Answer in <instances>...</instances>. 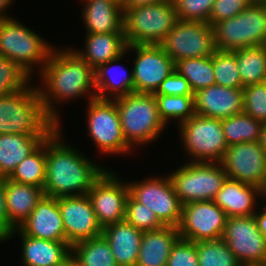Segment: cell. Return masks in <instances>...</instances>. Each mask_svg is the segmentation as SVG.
I'll list each match as a JSON object with an SVG mask.
<instances>
[{
    "mask_svg": "<svg viewBox=\"0 0 266 266\" xmlns=\"http://www.w3.org/2000/svg\"><path fill=\"white\" fill-rule=\"evenodd\" d=\"M39 74L45 87H38L41 102L47 116L57 126H60L59 113L54 104L85 94L90 97L88 100L96 98L94 69L74 49L53 48Z\"/></svg>",
    "mask_w": 266,
    "mask_h": 266,
    "instance_id": "6da1fadb",
    "label": "cell"
},
{
    "mask_svg": "<svg viewBox=\"0 0 266 266\" xmlns=\"http://www.w3.org/2000/svg\"><path fill=\"white\" fill-rule=\"evenodd\" d=\"M60 127L46 138L44 195L55 198L86 195L106 169L65 144Z\"/></svg>",
    "mask_w": 266,
    "mask_h": 266,
    "instance_id": "7a4b0ae2",
    "label": "cell"
},
{
    "mask_svg": "<svg viewBox=\"0 0 266 266\" xmlns=\"http://www.w3.org/2000/svg\"><path fill=\"white\" fill-rule=\"evenodd\" d=\"M57 125L47 116L37 86L0 98V134H50Z\"/></svg>",
    "mask_w": 266,
    "mask_h": 266,
    "instance_id": "3957f363",
    "label": "cell"
},
{
    "mask_svg": "<svg viewBox=\"0 0 266 266\" xmlns=\"http://www.w3.org/2000/svg\"><path fill=\"white\" fill-rule=\"evenodd\" d=\"M113 100L124 138L131 147L156 140L167 127L159 117L154 94L131 93Z\"/></svg>",
    "mask_w": 266,
    "mask_h": 266,
    "instance_id": "277c9868",
    "label": "cell"
},
{
    "mask_svg": "<svg viewBox=\"0 0 266 266\" xmlns=\"http://www.w3.org/2000/svg\"><path fill=\"white\" fill-rule=\"evenodd\" d=\"M53 48L39 34L15 18L0 20V55L18 64L30 76L36 66H40V73Z\"/></svg>",
    "mask_w": 266,
    "mask_h": 266,
    "instance_id": "5b68a950",
    "label": "cell"
},
{
    "mask_svg": "<svg viewBox=\"0 0 266 266\" xmlns=\"http://www.w3.org/2000/svg\"><path fill=\"white\" fill-rule=\"evenodd\" d=\"M177 20L172 0L128 8L123 19L126 42L159 45Z\"/></svg>",
    "mask_w": 266,
    "mask_h": 266,
    "instance_id": "8992f818",
    "label": "cell"
},
{
    "mask_svg": "<svg viewBox=\"0 0 266 266\" xmlns=\"http://www.w3.org/2000/svg\"><path fill=\"white\" fill-rule=\"evenodd\" d=\"M218 51H234L266 45V11L261 2H253L238 15L212 26Z\"/></svg>",
    "mask_w": 266,
    "mask_h": 266,
    "instance_id": "52a82bcc",
    "label": "cell"
},
{
    "mask_svg": "<svg viewBox=\"0 0 266 266\" xmlns=\"http://www.w3.org/2000/svg\"><path fill=\"white\" fill-rule=\"evenodd\" d=\"M169 177L182 205L195 201H213L227 174L221 163L189 162Z\"/></svg>",
    "mask_w": 266,
    "mask_h": 266,
    "instance_id": "ba28073f",
    "label": "cell"
},
{
    "mask_svg": "<svg viewBox=\"0 0 266 266\" xmlns=\"http://www.w3.org/2000/svg\"><path fill=\"white\" fill-rule=\"evenodd\" d=\"M179 132L184 150L194 159L191 162L222 161L228 148L222 119L195 114L179 125Z\"/></svg>",
    "mask_w": 266,
    "mask_h": 266,
    "instance_id": "9c48e42d",
    "label": "cell"
},
{
    "mask_svg": "<svg viewBox=\"0 0 266 266\" xmlns=\"http://www.w3.org/2000/svg\"><path fill=\"white\" fill-rule=\"evenodd\" d=\"M159 45L175 63L187 58L210 57L217 50L209 23L179 19Z\"/></svg>",
    "mask_w": 266,
    "mask_h": 266,
    "instance_id": "30bf717a",
    "label": "cell"
},
{
    "mask_svg": "<svg viewBox=\"0 0 266 266\" xmlns=\"http://www.w3.org/2000/svg\"><path fill=\"white\" fill-rule=\"evenodd\" d=\"M87 125L96 147L106 154H127L133 148L126 142L116 103L110 99L89 100Z\"/></svg>",
    "mask_w": 266,
    "mask_h": 266,
    "instance_id": "8fae6325",
    "label": "cell"
},
{
    "mask_svg": "<svg viewBox=\"0 0 266 266\" xmlns=\"http://www.w3.org/2000/svg\"><path fill=\"white\" fill-rule=\"evenodd\" d=\"M128 186L130 195L154 212L164 225L179 226L182 218V203L175 193L169 175L139 182L132 181Z\"/></svg>",
    "mask_w": 266,
    "mask_h": 266,
    "instance_id": "7c38bea8",
    "label": "cell"
},
{
    "mask_svg": "<svg viewBox=\"0 0 266 266\" xmlns=\"http://www.w3.org/2000/svg\"><path fill=\"white\" fill-rule=\"evenodd\" d=\"M222 239L242 266H266V238L254 215L227 217Z\"/></svg>",
    "mask_w": 266,
    "mask_h": 266,
    "instance_id": "4fadbf2b",
    "label": "cell"
},
{
    "mask_svg": "<svg viewBox=\"0 0 266 266\" xmlns=\"http://www.w3.org/2000/svg\"><path fill=\"white\" fill-rule=\"evenodd\" d=\"M118 177L106 169L87 193L102 229L125 220L129 186Z\"/></svg>",
    "mask_w": 266,
    "mask_h": 266,
    "instance_id": "5bb4252c",
    "label": "cell"
},
{
    "mask_svg": "<svg viewBox=\"0 0 266 266\" xmlns=\"http://www.w3.org/2000/svg\"><path fill=\"white\" fill-rule=\"evenodd\" d=\"M227 216L214 201H195L182 205L178 226L181 239L191 242L223 237Z\"/></svg>",
    "mask_w": 266,
    "mask_h": 266,
    "instance_id": "9a60e30c",
    "label": "cell"
},
{
    "mask_svg": "<svg viewBox=\"0 0 266 266\" xmlns=\"http://www.w3.org/2000/svg\"><path fill=\"white\" fill-rule=\"evenodd\" d=\"M135 51L132 67L134 93L154 94L161 82L175 70V62L160 45H128L126 51Z\"/></svg>",
    "mask_w": 266,
    "mask_h": 266,
    "instance_id": "2e32d148",
    "label": "cell"
},
{
    "mask_svg": "<svg viewBox=\"0 0 266 266\" xmlns=\"http://www.w3.org/2000/svg\"><path fill=\"white\" fill-rule=\"evenodd\" d=\"M227 178L253 185L261 190L266 185V152L260 141L228 146L220 162Z\"/></svg>",
    "mask_w": 266,
    "mask_h": 266,
    "instance_id": "e0dca14e",
    "label": "cell"
},
{
    "mask_svg": "<svg viewBox=\"0 0 266 266\" xmlns=\"http://www.w3.org/2000/svg\"><path fill=\"white\" fill-rule=\"evenodd\" d=\"M67 243L71 246L82 240L102 235V228L86 195L58 197Z\"/></svg>",
    "mask_w": 266,
    "mask_h": 266,
    "instance_id": "ac0fdd59",
    "label": "cell"
},
{
    "mask_svg": "<svg viewBox=\"0 0 266 266\" xmlns=\"http://www.w3.org/2000/svg\"><path fill=\"white\" fill-rule=\"evenodd\" d=\"M23 234L49 241H66L58 198L45 196L18 228Z\"/></svg>",
    "mask_w": 266,
    "mask_h": 266,
    "instance_id": "d6986e66",
    "label": "cell"
},
{
    "mask_svg": "<svg viewBox=\"0 0 266 266\" xmlns=\"http://www.w3.org/2000/svg\"><path fill=\"white\" fill-rule=\"evenodd\" d=\"M195 114L224 119L243 112V89L212 85L194 93Z\"/></svg>",
    "mask_w": 266,
    "mask_h": 266,
    "instance_id": "ffe728a7",
    "label": "cell"
},
{
    "mask_svg": "<svg viewBox=\"0 0 266 266\" xmlns=\"http://www.w3.org/2000/svg\"><path fill=\"white\" fill-rule=\"evenodd\" d=\"M19 233L22 238V265L60 266L71 254V246L66 241H49L23 234L16 228L5 240Z\"/></svg>",
    "mask_w": 266,
    "mask_h": 266,
    "instance_id": "44dd1931",
    "label": "cell"
},
{
    "mask_svg": "<svg viewBox=\"0 0 266 266\" xmlns=\"http://www.w3.org/2000/svg\"><path fill=\"white\" fill-rule=\"evenodd\" d=\"M258 197H262L260 188L227 178L213 201L227 217H242L255 214Z\"/></svg>",
    "mask_w": 266,
    "mask_h": 266,
    "instance_id": "7402d4cb",
    "label": "cell"
},
{
    "mask_svg": "<svg viewBox=\"0 0 266 266\" xmlns=\"http://www.w3.org/2000/svg\"><path fill=\"white\" fill-rule=\"evenodd\" d=\"M82 20L86 33H124V12L116 0H84Z\"/></svg>",
    "mask_w": 266,
    "mask_h": 266,
    "instance_id": "603a6c76",
    "label": "cell"
},
{
    "mask_svg": "<svg viewBox=\"0 0 266 266\" xmlns=\"http://www.w3.org/2000/svg\"><path fill=\"white\" fill-rule=\"evenodd\" d=\"M180 238L175 226L143 232L135 266H167L170 251Z\"/></svg>",
    "mask_w": 266,
    "mask_h": 266,
    "instance_id": "cb8c5ba5",
    "label": "cell"
},
{
    "mask_svg": "<svg viewBox=\"0 0 266 266\" xmlns=\"http://www.w3.org/2000/svg\"><path fill=\"white\" fill-rule=\"evenodd\" d=\"M102 235L108 241L118 266H135L143 231L126 220L103 228Z\"/></svg>",
    "mask_w": 266,
    "mask_h": 266,
    "instance_id": "d4e9b609",
    "label": "cell"
},
{
    "mask_svg": "<svg viewBox=\"0 0 266 266\" xmlns=\"http://www.w3.org/2000/svg\"><path fill=\"white\" fill-rule=\"evenodd\" d=\"M4 188L8 220L16 229L23 224L44 197V190L34 185L17 183L8 178H4Z\"/></svg>",
    "mask_w": 266,
    "mask_h": 266,
    "instance_id": "484cf974",
    "label": "cell"
},
{
    "mask_svg": "<svg viewBox=\"0 0 266 266\" xmlns=\"http://www.w3.org/2000/svg\"><path fill=\"white\" fill-rule=\"evenodd\" d=\"M85 40V50L74 51L94 70L123 55L128 46L124 33H87Z\"/></svg>",
    "mask_w": 266,
    "mask_h": 266,
    "instance_id": "4316f807",
    "label": "cell"
},
{
    "mask_svg": "<svg viewBox=\"0 0 266 266\" xmlns=\"http://www.w3.org/2000/svg\"><path fill=\"white\" fill-rule=\"evenodd\" d=\"M49 134H0V178H8Z\"/></svg>",
    "mask_w": 266,
    "mask_h": 266,
    "instance_id": "83f0119b",
    "label": "cell"
},
{
    "mask_svg": "<svg viewBox=\"0 0 266 266\" xmlns=\"http://www.w3.org/2000/svg\"><path fill=\"white\" fill-rule=\"evenodd\" d=\"M126 53L127 51L120 57L114 60L108 61L105 64L100 65L98 68L94 70L96 98L113 100V98L116 99L118 97L126 96L127 94L134 93L133 71L127 73L126 68H124L123 66H119V67L117 66L118 68L117 69L114 65L117 62L119 63V61L124 58ZM113 66L118 72V75L116 76L120 77L122 75L120 80L116 79V76L114 77L113 73L115 72H112V71H115V70L112 69L114 68ZM121 67H123V69ZM119 68L122 69L123 71L120 70Z\"/></svg>",
    "mask_w": 266,
    "mask_h": 266,
    "instance_id": "f1b7e54d",
    "label": "cell"
},
{
    "mask_svg": "<svg viewBox=\"0 0 266 266\" xmlns=\"http://www.w3.org/2000/svg\"><path fill=\"white\" fill-rule=\"evenodd\" d=\"M235 54L243 88L266 80V45L245 47Z\"/></svg>",
    "mask_w": 266,
    "mask_h": 266,
    "instance_id": "f546056e",
    "label": "cell"
},
{
    "mask_svg": "<svg viewBox=\"0 0 266 266\" xmlns=\"http://www.w3.org/2000/svg\"><path fill=\"white\" fill-rule=\"evenodd\" d=\"M71 255L81 266H118L103 235L74 243Z\"/></svg>",
    "mask_w": 266,
    "mask_h": 266,
    "instance_id": "4dcf8cb0",
    "label": "cell"
},
{
    "mask_svg": "<svg viewBox=\"0 0 266 266\" xmlns=\"http://www.w3.org/2000/svg\"><path fill=\"white\" fill-rule=\"evenodd\" d=\"M263 125L244 112L222 119L224 137L228 146L260 141Z\"/></svg>",
    "mask_w": 266,
    "mask_h": 266,
    "instance_id": "1f68e13d",
    "label": "cell"
},
{
    "mask_svg": "<svg viewBox=\"0 0 266 266\" xmlns=\"http://www.w3.org/2000/svg\"><path fill=\"white\" fill-rule=\"evenodd\" d=\"M8 179L17 183L44 188L46 179V139L14 169Z\"/></svg>",
    "mask_w": 266,
    "mask_h": 266,
    "instance_id": "d6a6232c",
    "label": "cell"
},
{
    "mask_svg": "<svg viewBox=\"0 0 266 266\" xmlns=\"http://www.w3.org/2000/svg\"><path fill=\"white\" fill-rule=\"evenodd\" d=\"M175 70L189 82L194 93L216 84L213 54L210 57L180 60L175 63Z\"/></svg>",
    "mask_w": 266,
    "mask_h": 266,
    "instance_id": "836d02e7",
    "label": "cell"
},
{
    "mask_svg": "<svg viewBox=\"0 0 266 266\" xmlns=\"http://www.w3.org/2000/svg\"><path fill=\"white\" fill-rule=\"evenodd\" d=\"M158 105V114L165 125L173 119L180 125L195 115L194 95H163L154 94Z\"/></svg>",
    "mask_w": 266,
    "mask_h": 266,
    "instance_id": "e575fe53",
    "label": "cell"
},
{
    "mask_svg": "<svg viewBox=\"0 0 266 266\" xmlns=\"http://www.w3.org/2000/svg\"><path fill=\"white\" fill-rule=\"evenodd\" d=\"M199 266H242L221 238L196 242Z\"/></svg>",
    "mask_w": 266,
    "mask_h": 266,
    "instance_id": "d590c367",
    "label": "cell"
},
{
    "mask_svg": "<svg viewBox=\"0 0 266 266\" xmlns=\"http://www.w3.org/2000/svg\"><path fill=\"white\" fill-rule=\"evenodd\" d=\"M213 69L216 85L243 88L235 54L231 51L213 53Z\"/></svg>",
    "mask_w": 266,
    "mask_h": 266,
    "instance_id": "8d00e7d4",
    "label": "cell"
},
{
    "mask_svg": "<svg viewBox=\"0 0 266 266\" xmlns=\"http://www.w3.org/2000/svg\"><path fill=\"white\" fill-rule=\"evenodd\" d=\"M32 77L18 64L0 55V98L29 85Z\"/></svg>",
    "mask_w": 266,
    "mask_h": 266,
    "instance_id": "74e56055",
    "label": "cell"
},
{
    "mask_svg": "<svg viewBox=\"0 0 266 266\" xmlns=\"http://www.w3.org/2000/svg\"><path fill=\"white\" fill-rule=\"evenodd\" d=\"M125 220L143 232L156 230L165 226L154 212L145 205L137 202L130 194L126 204Z\"/></svg>",
    "mask_w": 266,
    "mask_h": 266,
    "instance_id": "f35d334b",
    "label": "cell"
},
{
    "mask_svg": "<svg viewBox=\"0 0 266 266\" xmlns=\"http://www.w3.org/2000/svg\"><path fill=\"white\" fill-rule=\"evenodd\" d=\"M243 89V112L266 123V83H257Z\"/></svg>",
    "mask_w": 266,
    "mask_h": 266,
    "instance_id": "ab89813d",
    "label": "cell"
},
{
    "mask_svg": "<svg viewBox=\"0 0 266 266\" xmlns=\"http://www.w3.org/2000/svg\"><path fill=\"white\" fill-rule=\"evenodd\" d=\"M177 18L183 21L208 23L215 0H172Z\"/></svg>",
    "mask_w": 266,
    "mask_h": 266,
    "instance_id": "60d3db41",
    "label": "cell"
},
{
    "mask_svg": "<svg viewBox=\"0 0 266 266\" xmlns=\"http://www.w3.org/2000/svg\"><path fill=\"white\" fill-rule=\"evenodd\" d=\"M167 266H199L196 242L180 238L170 251Z\"/></svg>",
    "mask_w": 266,
    "mask_h": 266,
    "instance_id": "b9f144b4",
    "label": "cell"
},
{
    "mask_svg": "<svg viewBox=\"0 0 266 266\" xmlns=\"http://www.w3.org/2000/svg\"><path fill=\"white\" fill-rule=\"evenodd\" d=\"M253 0H215L208 23L213 26L215 23L232 18L244 9L249 7Z\"/></svg>",
    "mask_w": 266,
    "mask_h": 266,
    "instance_id": "7bdbcfd3",
    "label": "cell"
},
{
    "mask_svg": "<svg viewBox=\"0 0 266 266\" xmlns=\"http://www.w3.org/2000/svg\"><path fill=\"white\" fill-rule=\"evenodd\" d=\"M154 94L163 95H194L189 82L176 70H174L167 78H165Z\"/></svg>",
    "mask_w": 266,
    "mask_h": 266,
    "instance_id": "ee69618b",
    "label": "cell"
},
{
    "mask_svg": "<svg viewBox=\"0 0 266 266\" xmlns=\"http://www.w3.org/2000/svg\"><path fill=\"white\" fill-rule=\"evenodd\" d=\"M15 228L8 220V211L6 206L4 178H0V234L6 238Z\"/></svg>",
    "mask_w": 266,
    "mask_h": 266,
    "instance_id": "f6af8a7d",
    "label": "cell"
},
{
    "mask_svg": "<svg viewBox=\"0 0 266 266\" xmlns=\"http://www.w3.org/2000/svg\"><path fill=\"white\" fill-rule=\"evenodd\" d=\"M163 1H169V0H122L121 6L124 12L128 8H135V7L148 5V4H154V3L163 2Z\"/></svg>",
    "mask_w": 266,
    "mask_h": 266,
    "instance_id": "bcb514c9",
    "label": "cell"
},
{
    "mask_svg": "<svg viewBox=\"0 0 266 266\" xmlns=\"http://www.w3.org/2000/svg\"><path fill=\"white\" fill-rule=\"evenodd\" d=\"M256 211L254 214V218L257 224V228L261 232V234L266 238V205L263 206V212L261 213Z\"/></svg>",
    "mask_w": 266,
    "mask_h": 266,
    "instance_id": "7dc6e473",
    "label": "cell"
},
{
    "mask_svg": "<svg viewBox=\"0 0 266 266\" xmlns=\"http://www.w3.org/2000/svg\"><path fill=\"white\" fill-rule=\"evenodd\" d=\"M14 0H0V20L11 18L6 15V9H8Z\"/></svg>",
    "mask_w": 266,
    "mask_h": 266,
    "instance_id": "c3c4849f",
    "label": "cell"
},
{
    "mask_svg": "<svg viewBox=\"0 0 266 266\" xmlns=\"http://www.w3.org/2000/svg\"><path fill=\"white\" fill-rule=\"evenodd\" d=\"M60 266H81L75 258L70 254V256L63 262Z\"/></svg>",
    "mask_w": 266,
    "mask_h": 266,
    "instance_id": "681fc988",
    "label": "cell"
},
{
    "mask_svg": "<svg viewBox=\"0 0 266 266\" xmlns=\"http://www.w3.org/2000/svg\"><path fill=\"white\" fill-rule=\"evenodd\" d=\"M260 144L262 148L264 149V151L266 152V123L263 125V128H262Z\"/></svg>",
    "mask_w": 266,
    "mask_h": 266,
    "instance_id": "f907efd6",
    "label": "cell"
},
{
    "mask_svg": "<svg viewBox=\"0 0 266 266\" xmlns=\"http://www.w3.org/2000/svg\"><path fill=\"white\" fill-rule=\"evenodd\" d=\"M263 198H264V200H266V185L262 190V200H263Z\"/></svg>",
    "mask_w": 266,
    "mask_h": 266,
    "instance_id": "816d5d0a",
    "label": "cell"
},
{
    "mask_svg": "<svg viewBox=\"0 0 266 266\" xmlns=\"http://www.w3.org/2000/svg\"><path fill=\"white\" fill-rule=\"evenodd\" d=\"M261 3H262V5H263V7H264V9L266 11V0L261 1Z\"/></svg>",
    "mask_w": 266,
    "mask_h": 266,
    "instance_id": "f5cc1de1",
    "label": "cell"
},
{
    "mask_svg": "<svg viewBox=\"0 0 266 266\" xmlns=\"http://www.w3.org/2000/svg\"><path fill=\"white\" fill-rule=\"evenodd\" d=\"M5 242L6 240H5V238L0 234V242Z\"/></svg>",
    "mask_w": 266,
    "mask_h": 266,
    "instance_id": "db71d44e",
    "label": "cell"
},
{
    "mask_svg": "<svg viewBox=\"0 0 266 266\" xmlns=\"http://www.w3.org/2000/svg\"><path fill=\"white\" fill-rule=\"evenodd\" d=\"M261 1H263V0H253V2H261Z\"/></svg>",
    "mask_w": 266,
    "mask_h": 266,
    "instance_id": "11a10c76",
    "label": "cell"
}]
</instances>
